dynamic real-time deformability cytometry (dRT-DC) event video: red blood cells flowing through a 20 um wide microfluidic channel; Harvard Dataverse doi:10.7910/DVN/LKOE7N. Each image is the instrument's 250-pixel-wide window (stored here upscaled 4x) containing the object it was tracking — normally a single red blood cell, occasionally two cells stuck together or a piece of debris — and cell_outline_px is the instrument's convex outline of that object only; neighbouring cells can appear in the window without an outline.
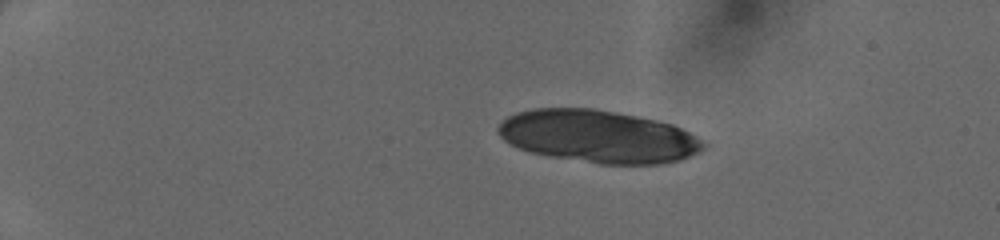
{"species": "human", "species_latin": "Homo sapiens", "temperature_condition": "cold", "stored_images_in_passage": 39, "camera_frame_rate_fps": 3000, "um_per_image_px": 0.085, "donor": {"sex": "female"}, "frame": {"image": 1, "passage_image": 1, "time_ms": 0.0, "image_size_px": [1000, 240], "cell_outline_px": [[708, 144], [700, 152], [680, 160], [660, 164], [600, 164], [548, 156], [528, 152], [504, 140], [496, 132], [496, 128], [508, 116], [516, 112], [532, 108], [592, 108], [636, 116], [656, 120], [672, 124], [696, 136]], "centroid_in_image_um": [50.84, 11.6], "position_along_channel_um": 34.2, "area_um2": 63.0}}
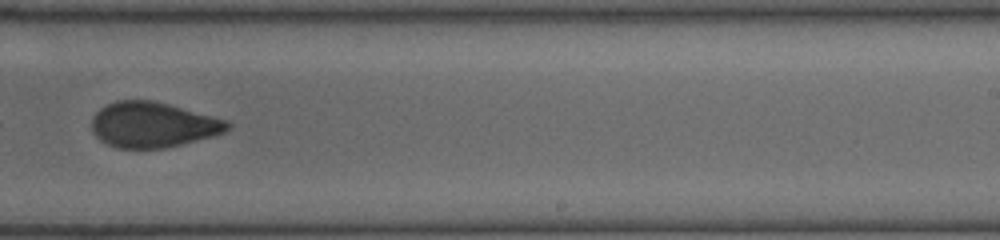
{"frame": {"image": 2, "passage_image": 25, "time_ms": 8.0, "image_size_px": [1000, 240], "cell_outline_px": [[232, 128], [224, 132], [212, 136], [164, 148], [116, 148], [100, 140], [92, 132], [92, 120], [96, 112], [100, 108], [116, 100], [152, 100], [168, 104], [228, 120], [232, 124]], "centroid_in_image_um": [13.0, 10.6], "position_along_channel_um": 276.0, "area_um2": 35.78}}
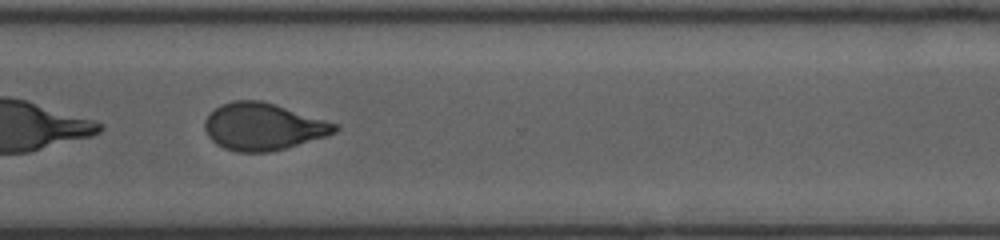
{"frame": {"image": 3, "passage_image": 30, "time_ms": 9.667, "image_size_px": [1000, 240], "cell_outline_px": [[340, 128], [336, 132], [324, 136], [284, 148], [268, 152], [236, 152], [224, 148], [216, 144], [208, 136], [204, 128], [204, 120], [220, 104], [232, 100], [260, 100], [276, 104], [340, 124]], "centroid_in_image_um": [22.36, 10.75], "position_along_channel_um": 348.2, "area_um2": 35.72}}